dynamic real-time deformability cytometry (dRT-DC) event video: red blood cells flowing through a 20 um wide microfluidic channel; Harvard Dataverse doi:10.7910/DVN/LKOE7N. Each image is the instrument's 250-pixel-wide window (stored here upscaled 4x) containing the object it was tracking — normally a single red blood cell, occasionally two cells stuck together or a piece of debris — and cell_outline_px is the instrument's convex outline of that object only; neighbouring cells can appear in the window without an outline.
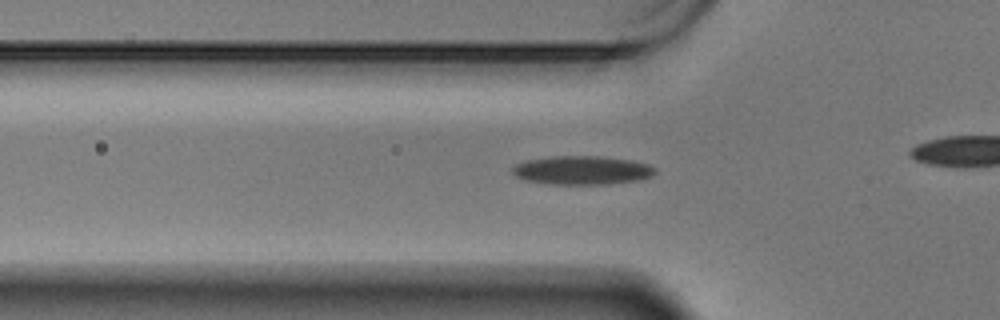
{"species": "Egyptian fruit bat (a non-hibernating species)", "species_latin": "Rousettus aegyptiacus", "temperature_condition": "warm", "stored_images_in_passage": 42, "camera_frame_rate_fps": 3000, "um_per_image_px": 0.085, "animal": {"sex": "male"}, "frame": {"image": 1, "passage_image": 8, "time_ms": 2.333, "image_size_px": [1000, 320], "cell_outline_px": [[656, 172], [652, 176], [640, 180], [608, 184], [548, 184], [524, 180], [516, 176], [512, 172], [512, 168], [516, 164], [524, 160], [552, 156], [600, 156], [632, 160], [648, 164], [656, 168]], "centroid_in_image_um": [49.48, 14.47], "position_along_channel_um": 76.3, "area_um2": 24.1}}
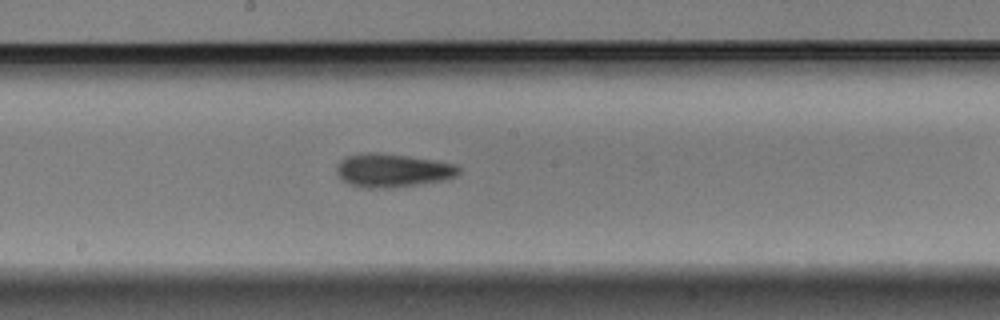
{"frame": {"image": 2, "passage_image": 20, "time_ms": 6.333, "image_size_px": [1000, 320], "cell_outline_px": [[460, 172], [456, 176], [444, 180], [416, 184], [384, 188], [364, 188], [348, 184], [336, 176], [336, 164], [340, 160], [348, 156], [368, 152], [380, 152], [436, 160], [456, 164], [460, 168]], "centroid_in_image_um": [33.33, 14.47], "position_along_channel_um": 214.9, "area_um2": 23.99}}
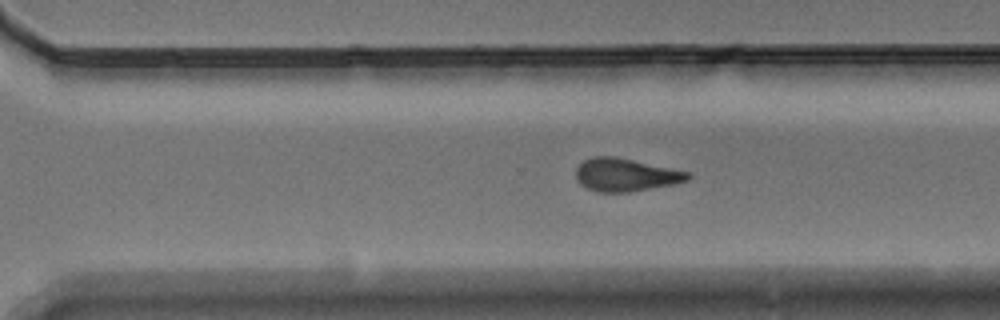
{"frame": {"image": 3, "passage_image": 29, "time_ms": 9.333, "image_size_px": [1000, 320], "cell_outline_px": [[692, 176], [688, 180], [676, 184], [628, 192], [596, 192], [580, 184], [576, 180], [576, 168], [584, 160], [592, 156], [616, 156], [692, 172]], "centroid_in_image_um": [53.21, 14.85], "position_along_channel_um": 317.4, "area_um2": 21.79}, "authors_computed_cell_mechanics": {"area_um2": 22.8888, "velocity_mm_per_s": 3.4394, "shape_relaxation_time_tau1_ms": 8.7464, "shape_relaxation_time_tau2_ms": 7.4612, "deformation_change_tau1": 0.1839, "deformation_change_tau2": 0.1675}}